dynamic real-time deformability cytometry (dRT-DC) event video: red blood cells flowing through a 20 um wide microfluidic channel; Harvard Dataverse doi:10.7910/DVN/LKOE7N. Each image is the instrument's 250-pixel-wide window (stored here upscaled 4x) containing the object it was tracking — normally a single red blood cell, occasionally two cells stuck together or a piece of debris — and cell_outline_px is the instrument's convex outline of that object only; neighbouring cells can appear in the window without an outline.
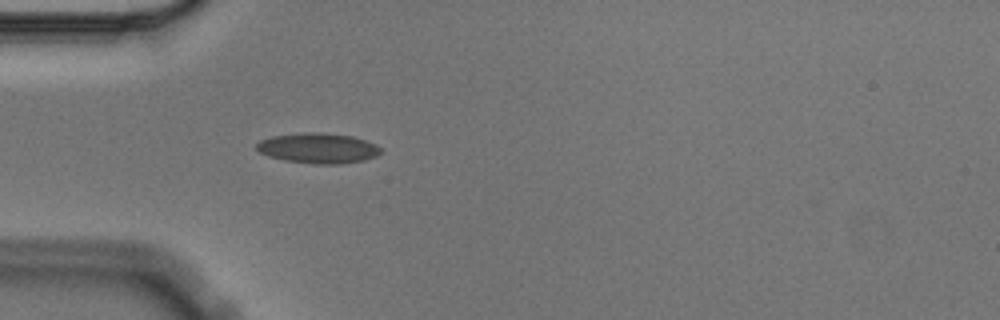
{"species": "Egyptian fruit bat (a non-hibernating species)", "species_latin": "Rousettus aegyptiacus", "temperature_condition": "cold", "stored_images_in_passage": 3, "camera_frame_rate_fps": 3000, "um_per_image_px": 0.085, "animal": {"sex": "male"}, "frame": {"image": 1, "passage_image": 3, "time_ms": 0.667, "image_size_px": [1000, 320], "cell_outline_px": [[380, 152], [376, 156], [364, 160], [340, 164], [312, 164], [284, 160], [268, 156], [260, 152], [256, 148], [256, 144], [260, 140], [272, 136], [304, 132], [320, 132], [352, 136], [376, 144], [380, 148]], "centroid_in_image_um": [27.02, 12.59], "position_along_channel_um": 58.0, "area_um2": 21.91}}